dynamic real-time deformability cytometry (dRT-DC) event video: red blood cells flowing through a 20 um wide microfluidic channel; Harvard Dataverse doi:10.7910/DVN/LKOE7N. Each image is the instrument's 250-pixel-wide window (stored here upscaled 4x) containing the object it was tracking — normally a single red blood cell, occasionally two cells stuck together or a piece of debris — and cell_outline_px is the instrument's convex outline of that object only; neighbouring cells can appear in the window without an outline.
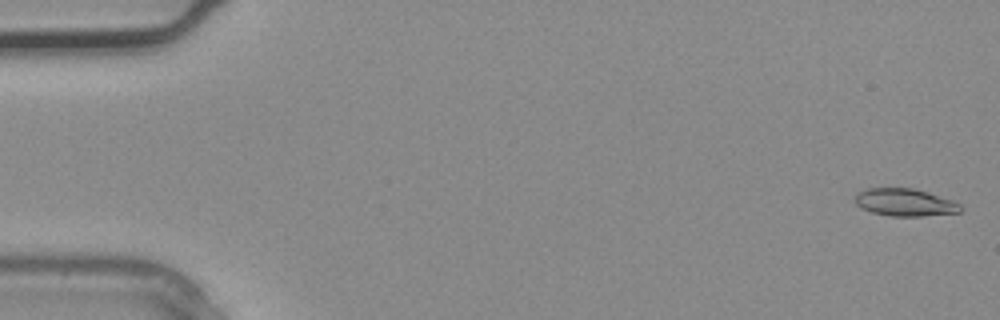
{"species": "common noctule bat (a hibernating species)", "species_latin": "Nyctalus noctula", "temperature_condition": "warm", "stored_images_in_passage": 3, "camera_frame_rate_fps": 3000, "um_per_image_px": 0.085, "animal": {"sex": "male", "body_mass_g": 20.4}, "frame": {"image": 1, "passage_image": 1, "time_ms": 0.0, "image_size_px": [1000, 320], "cell_outline_px": [[964, 208], [960, 212], [924, 216], [888, 216], [872, 212], [860, 208], [852, 200], [856, 192], [868, 188], [912, 188], [928, 192], [952, 200], [960, 204]], "centroid_in_image_um": [76.88, 17.2], "position_along_channel_um": 8.1, "area_um2": 17.17}}
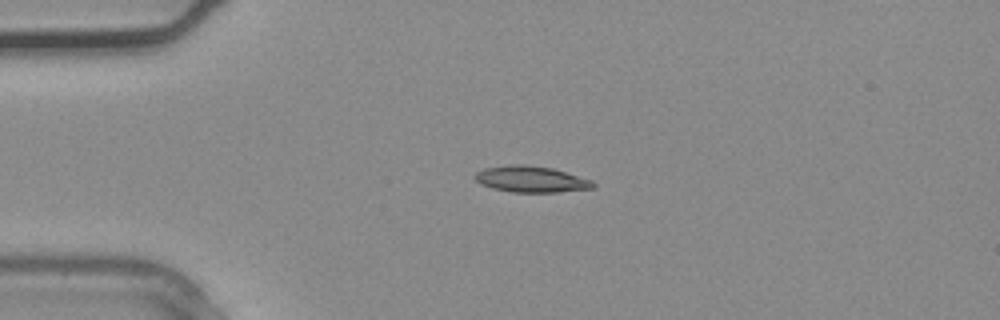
{"frame": {"image": 2, "passage_image": 3, "time_ms": 0.667, "image_size_px": [1000, 320], "cell_outline_px": [[596, 188], [556, 192], [512, 192], [492, 188], [480, 184], [476, 180], [476, 172], [484, 168], [512, 164], [524, 164], [552, 168], [592, 180], [596, 184]], "centroid_in_image_um": [45.16, 15.23], "position_along_channel_um": 39.8, "area_um2": 18.03}}